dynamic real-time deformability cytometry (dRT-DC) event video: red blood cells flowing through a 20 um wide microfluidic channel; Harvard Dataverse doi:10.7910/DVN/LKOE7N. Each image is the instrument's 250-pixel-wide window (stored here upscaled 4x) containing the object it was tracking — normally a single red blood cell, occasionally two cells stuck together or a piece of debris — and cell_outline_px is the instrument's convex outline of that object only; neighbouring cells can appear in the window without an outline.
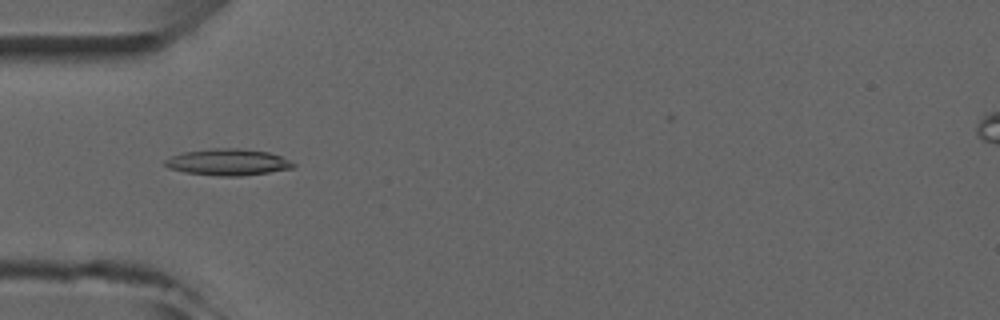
{"species": "common noctule bat (a hibernating species)", "species_latin": "Nyctalus noctula", "temperature_condition": "room temperature", "stored_images_in_passage": 5, "camera_frame_rate_fps": 3000, "um_per_image_px": 0.085, "animal": {"sex": "male", "forearm_length_mm": 52.5}, "frame": {"image": 1, "passage_image": 4, "time_ms": 4.333, "image_size_px": [1000, 320], "cell_outline_px": [[296, 164], [292, 168], [268, 172], [240, 176], [220, 176], [184, 172], [168, 168], [164, 164], [164, 160], [172, 156], [184, 152], [212, 148], [240, 148], [268, 152], [280, 156]], "centroid_in_image_um": [19.34, 13.78], "position_along_channel_um": 65.7, "area_um2": 19.65}}
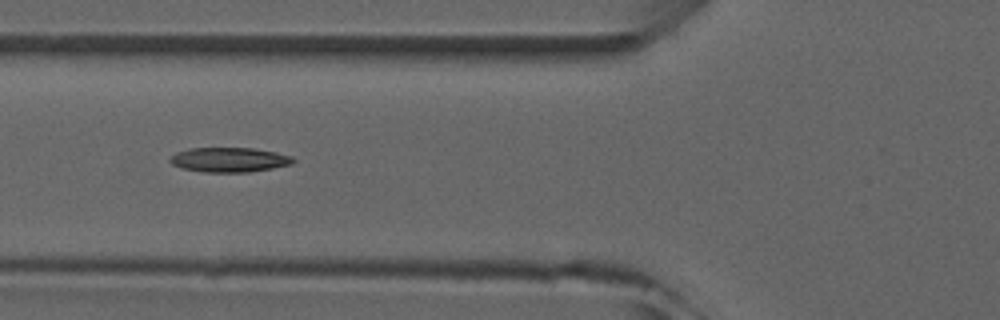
{"frame": {"image": 2, "passage_image": 5, "time_ms": 5.333, "image_size_px": [1000, 320], "cell_outline_px": [[296, 160], [292, 164], [272, 168], [248, 172], [204, 172], [180, 168], [172, 164], [168, 160], [176, 152], [188, 148], [256, 148], [276, 152], [292, 156]], "centroid_in_image_um": [19.49, 13.57], "position_along_channel_um": 106.3, "area_um2": 17.8}}